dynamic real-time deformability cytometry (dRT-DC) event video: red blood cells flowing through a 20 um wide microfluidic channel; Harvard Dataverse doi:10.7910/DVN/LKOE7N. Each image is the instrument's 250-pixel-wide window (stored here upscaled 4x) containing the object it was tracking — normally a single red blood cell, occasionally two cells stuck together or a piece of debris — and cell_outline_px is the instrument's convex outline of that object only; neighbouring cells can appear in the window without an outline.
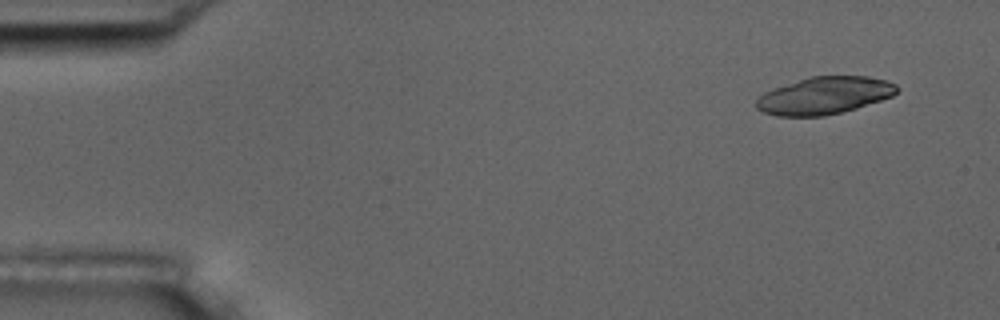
{"species": "common noctule bat (a hibernating species)", "species_latin": "Nyctalus noctula", "temperature_condition": "room temperature", "stored_images_in_passage": 4, "camera_frame_rate_fps": 3000, "um_per_image_px": 0.085, "animal": {"sex": "male", "body_mass_g": 17.5, "forearm_length_mm": 52.3}, "frame": {"image": 1, "passage_image": 1, "time_ms": 0.0, "image_size_px": [1000, 320], "cell_outline_px": [[900, 88], [892, 96], [856, 108], [824, 116], [776, 116], [764, 112], [756, 108], [756, 100], [764, 92], [772, 88], [812, 76], [868, 76], [884, 80], [896, 84]], "centroid_in_image_um": [70.05, 8.12], "position_along_channel_um": 14.9, "area_um2": 30.4}}